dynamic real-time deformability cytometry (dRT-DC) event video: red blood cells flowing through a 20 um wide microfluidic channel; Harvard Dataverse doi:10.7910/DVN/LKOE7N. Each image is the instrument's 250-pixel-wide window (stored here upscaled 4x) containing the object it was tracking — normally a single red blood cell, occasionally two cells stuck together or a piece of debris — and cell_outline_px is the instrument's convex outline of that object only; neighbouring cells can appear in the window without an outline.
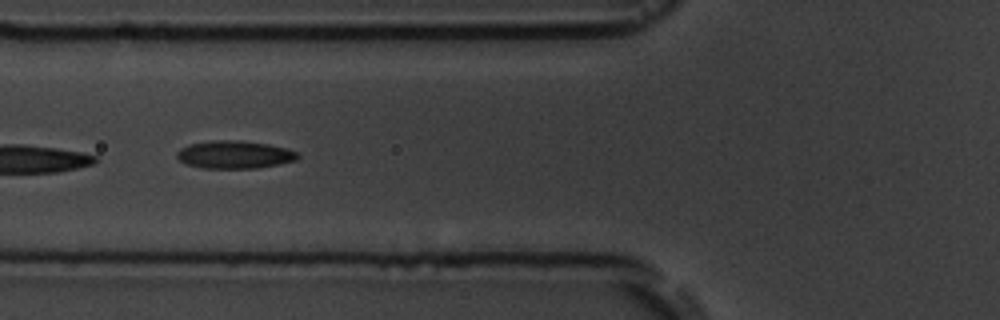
{"species": "common noctule bat (a hibernating species)", "species_latin": "Nyctalus noctula", "temperature_condition": "room temperature", "stored_images_in_passage": 10, "camera_frame_rate_fps": 3000, "um_per_image_px": 0.085, "animal": {"sex": "male", "body_mass_g": 19.5, "forearm_length_mm": 54.6}, "frame": {"image": 1, "passage_image": 6, "time_ms": 5.667, "image_size_px": [1000, 320], "cell_outline_px": [[300, 156], [296, 160], [280, 164], [256, 168], [200, 168], [184, 164], [176, 156], [176, 152], [180, 148], [188, 144], [212, 140], [236, 140], [268, 144], [288, 148], [296, 152]], "centroid_in_image_um": [19.91, 13.14], "position_along_channel_um": 105.9, "area_um2": 19.77}}
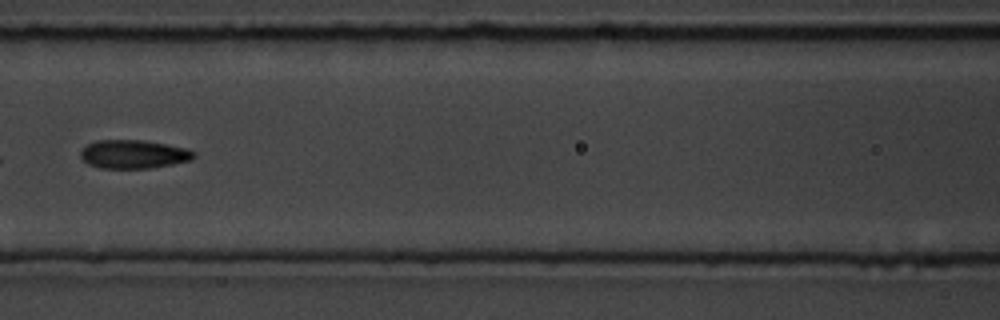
{"frame": {"image": 2, "passage_image": 7, "time_ms": 7.0, "image_size_px": [1000, 320], "cell_outline_px": [[196, 156], [192, 160], [172, 164], [148, 168], [100, 168], [88, 164], [80, 156], [80, 152], [88, 144], [96, 140], [144, 140], [188, 148], [196, 152]], "centroid_in_image_um": [11.39, 13.1], "position_along_channel_um": 155.2, "area_um2": 18.9}}